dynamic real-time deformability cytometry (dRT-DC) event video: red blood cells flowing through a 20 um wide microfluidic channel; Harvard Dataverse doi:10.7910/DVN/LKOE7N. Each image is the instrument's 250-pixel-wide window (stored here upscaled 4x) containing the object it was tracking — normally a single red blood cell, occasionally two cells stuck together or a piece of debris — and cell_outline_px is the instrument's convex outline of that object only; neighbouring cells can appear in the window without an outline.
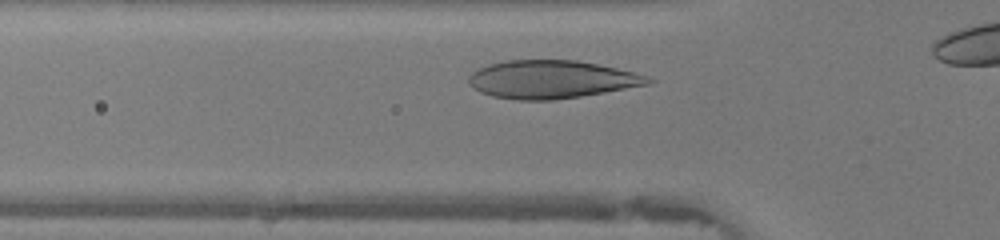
{"species": "human", "species_latin": "Homo sapiens", "temperature_condition": "warm", "stored_images_in_passage": 26, "camera_frame_rate_fps": 3000, "um_per_image_px": 0.085, "donor": {"sex": "female"}, "frame": {"image": 1, "passage_image": 5, "time_ms": 1.333, "image_size_px": [1000, 240], "cell_outline_px": [[656, 80], [648, 84], [604, 92], [580, 96], [552, 100], [520, 100], [492, 96], [480, 92], [472, 88], [468, 84], [468, 76], [472, 72], [488, 64], [508, 60], [576, 60], [616, 68], [648, 76]], "centroid_in_image_um": [46.83, 6.75], "position_along_channel_um": 79.0, "area_um2": 39.54}}
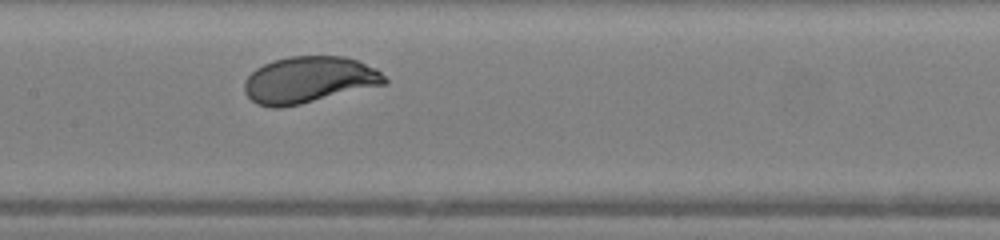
{"frame": {"image": 2, "passage_image": 12, "time_ms": 3.667, "image_size_px": [1000, 240], "cell_outline_px": [[388, 84], [300, 104], [280, 108], [272, 108], [256, 104], [244, 92], [244, 80], [256, 68], [272, 60], [288, 56], [344, 56], [356, 60], [376, 68], [388, 80]], "centroid_in_image_um": [26.25, 6.79], "position_along_channel_um": 181.1, "area_um2": 38.21}}
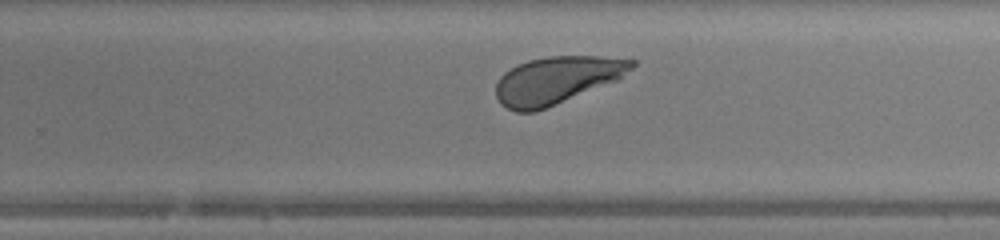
{"frame": {"image": 3, "passage_image": 19, "time_ms": 6.0, "image_size_px": [1000, 240], "cell_outline_px": [[636, 64], [632, 68], [616, 80], [544, 108], [532, 112], [516, 112], [500, 104], [496, 96], [496, 84], [500, 76], [504, 72], [528, 60], [548, 56], [596, 56], [636, 60]], "centroid_in_image_um": [47.27, 6.8], "position_along_channel_um": 282.5, "area_um2": 36.76}, "authors_computed_cell_mechanics": {"area_um2": 38.2347, "velocity_mm_per_s": 4.3568, "shape_relaxation_time_tau1_ms": 1.754, "shape_relaxation_time_tau2_ms": null, "deformation_change_tau1": 0.1456, "deformation_change_tau2": null}}